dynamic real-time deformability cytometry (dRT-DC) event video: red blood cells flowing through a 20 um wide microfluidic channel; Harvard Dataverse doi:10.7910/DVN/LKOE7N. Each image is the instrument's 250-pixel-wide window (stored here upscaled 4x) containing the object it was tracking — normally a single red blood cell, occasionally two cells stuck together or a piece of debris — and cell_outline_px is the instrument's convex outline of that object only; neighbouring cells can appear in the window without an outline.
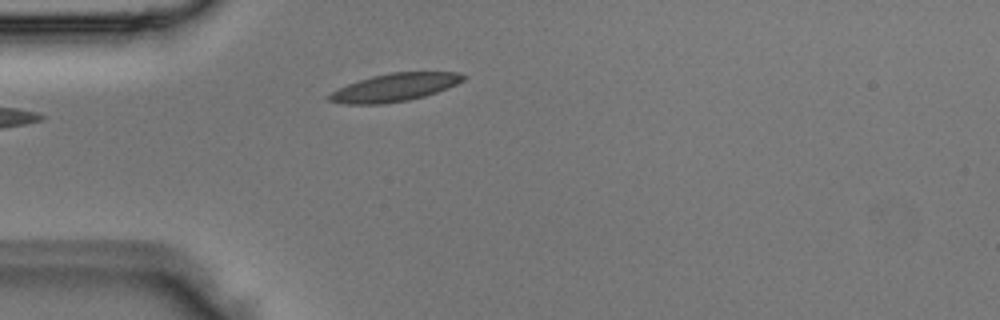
{"species": "Egyptian fruit bat (a non-hibernating species)", "species_latin": "Rousettus aegyptiacus", "temperature_condition": "room temperature", "stored_images_in_passage": 2, "camera_frame_rate_fps": 3000, "um_per_image_px": 0.085, "animal": {"sex": "male"}, "frame": {"image": 1, "passage_image": 2, "time_ms": 0.333, "image_size_px": [1000, 320], "cell_outline_px": [[464, 80], [456, 84], [436, 92], [424, 96], [408, 100], [384, 104], [344, 104], [328, 100], [324, 96], [348, 84], [372, 76], [392, 72], [460, 72], [464, 76]], "centroid_in_image_um": [33.51, 7.43], "position_along_channel_um": 51.5, "area_um2": 21.62}}